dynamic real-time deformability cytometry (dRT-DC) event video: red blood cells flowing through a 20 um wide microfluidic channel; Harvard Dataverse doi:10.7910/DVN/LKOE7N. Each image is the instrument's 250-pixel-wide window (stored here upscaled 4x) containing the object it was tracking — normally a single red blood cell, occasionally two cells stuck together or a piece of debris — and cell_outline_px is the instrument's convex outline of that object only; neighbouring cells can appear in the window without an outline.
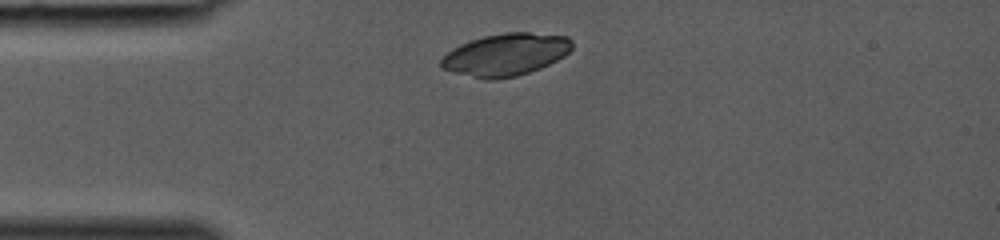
{"species": "common noctule bat (a hibernating species)", "species_latin": "Nyctalus noctula", "temperature_condition": "room temperature", "stored_images_in_passage": 2, "camera_frame_rate_fps": 3000, "um_per_image_px": 0.085, "animal": {"sex": "female", "body_mass_g": 19.0, "forearm_length_mm": 53.3}, "frame": {"image": 1, "passage_image": 1, "time_ms": 0.0, "image_size_px": [1000, 240], "cell_outline_px": [[572, 48], [564, 56], [540, 68], [516, 76], [492, 80], [484, 80], [440, 68], [440, 60], [452, 48], [460, 44], [484, 36], [504, 32], [528, 32], [568, 36], [572, 40]], "centroid_in_image_um": [42.98, 4.64], "position_along_channel_um": 42.0, "area_um2": 32.25}}